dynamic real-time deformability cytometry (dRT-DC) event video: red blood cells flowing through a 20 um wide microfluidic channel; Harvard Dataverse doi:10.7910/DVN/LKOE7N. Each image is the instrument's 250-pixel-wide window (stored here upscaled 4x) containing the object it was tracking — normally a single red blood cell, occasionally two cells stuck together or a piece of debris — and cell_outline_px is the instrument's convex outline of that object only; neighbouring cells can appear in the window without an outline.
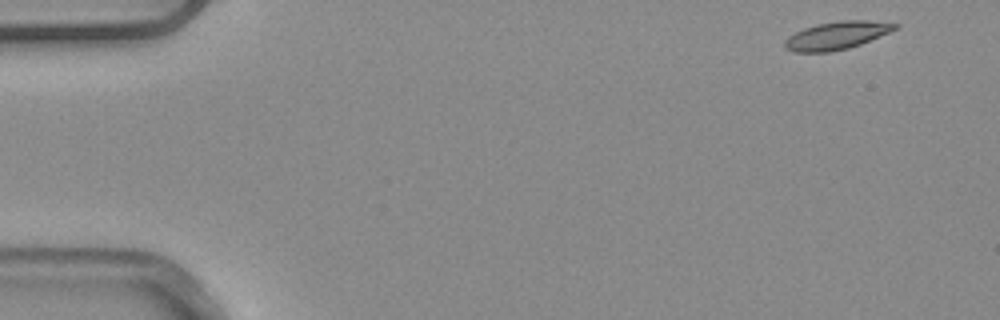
{"species": "common noctule bat (a hibernating species)", "species_latin": "Nyctalus noctula", "temperature_condition": "warm", "stored_images_in_passage": 6, "camera_frame_rate_fps": 3000, "um_per_image_px": 0.085, "animal": {"sex": "male", "body_mass_g": 20.4}, "frame": {"image": 1, "passage_image": 1, "time_ms": 0.0, "image_size_px": [1000, 320], "cell_outline_px": [[900, 28], [860, 44], [848, 48], [828, 52], [792, 52], [784, 48], [784, 40], [788, 36], [804, 28], [816, 24], [844, 20], [868, 20], [900, 24]], "centroid_in_image_um": [71.12, 3.01], "position_along_channel_um": 13.9, "area_um2": 17.98}}
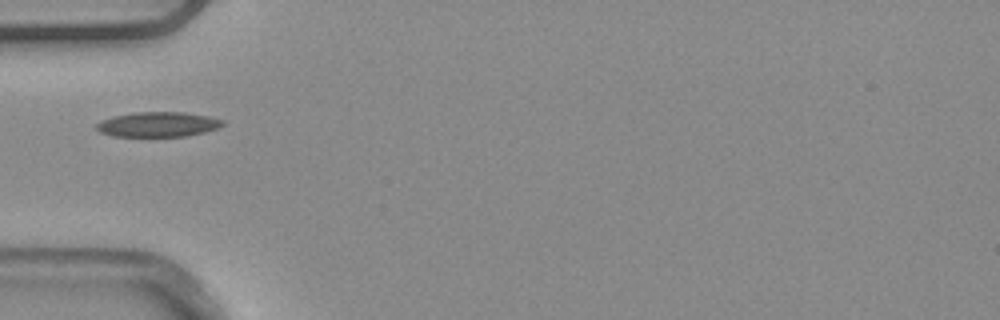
{"frame": {"image": 2, "passage_image": 5, "time_ms": 1.333, "image_size_px": [1000, 320], "cell_outline_px": [[224, 124], [220, 128], [204, 132], [184, 136], [112, 136], [100, 132], [96, 128], [96, 124], [100, 120], [112, 116], [132, 112], [184, 112], [208, 116], [224, 120]], "centroid_in_image_um": [13.42, 10.56], "position_along_channel_um": 71.6, "area_um2": 18.44}}
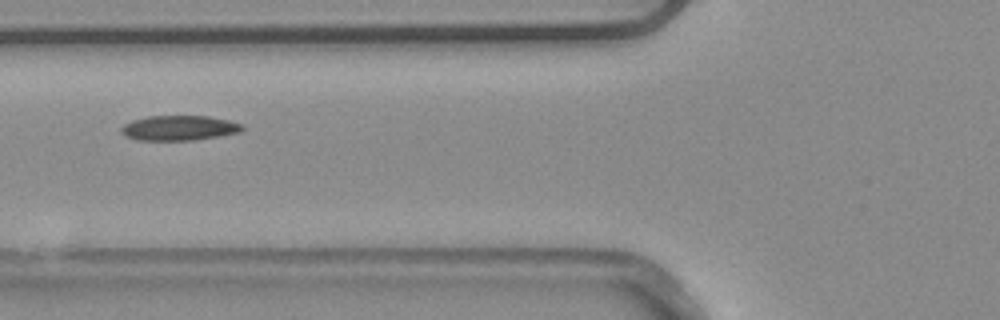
{"frame": {"image": 3, "passage_image": 6, "time_ms": 1.667, "image_size_px": [1000, 320], "cell_outline_px": [[244, 128], [240, 132], [192, 140], [140, 140], [128, 136], [120, 132], [120, 128], [124, 124], [132, 120], [148, 116], [208, 116], [228, 120], [244, 124]], "centroid_in_image_um": [15.23, 10.86], "position_along_channel_um": 110.6, "area_um2": 17.46}}